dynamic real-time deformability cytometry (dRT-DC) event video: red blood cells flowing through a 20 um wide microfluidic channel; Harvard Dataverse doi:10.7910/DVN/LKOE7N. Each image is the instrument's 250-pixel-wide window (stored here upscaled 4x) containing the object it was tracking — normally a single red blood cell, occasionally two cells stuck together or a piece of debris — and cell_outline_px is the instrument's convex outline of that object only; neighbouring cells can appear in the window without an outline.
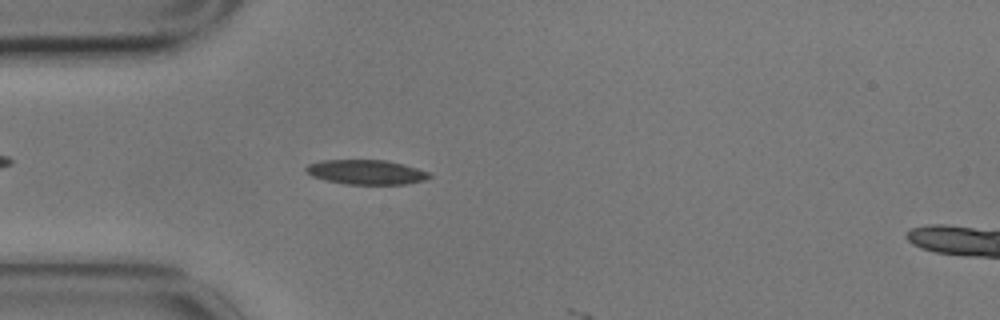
{"species": "common noctule bat (a hibernating species)", "species_latin": "Nyctalus noctula", "temperature_condition": "cold", "stored_images_in_passage": 14, "camera_frame_rate_fps": 3000, "um_per_image_px": 0.085, "animal": {"sex": "male", "body_mass_g": 17.9}, "frame": {"image": 1, "passage_image": 11, "time_ms": 3.333, "image_size_px": [1000, 320], "cell_outline_px": [[432, 176], [424, 180], [404, 184], [348, 184], [328, 180], [312, 176], [304, 168], [308, 164], [324, 160], [384, 160], [404, 164], [432, 172]], "centroid_in_image_um": [31.19, 14.62], "position_along_channel_um": 53.8, "area_um2": 17.57}}